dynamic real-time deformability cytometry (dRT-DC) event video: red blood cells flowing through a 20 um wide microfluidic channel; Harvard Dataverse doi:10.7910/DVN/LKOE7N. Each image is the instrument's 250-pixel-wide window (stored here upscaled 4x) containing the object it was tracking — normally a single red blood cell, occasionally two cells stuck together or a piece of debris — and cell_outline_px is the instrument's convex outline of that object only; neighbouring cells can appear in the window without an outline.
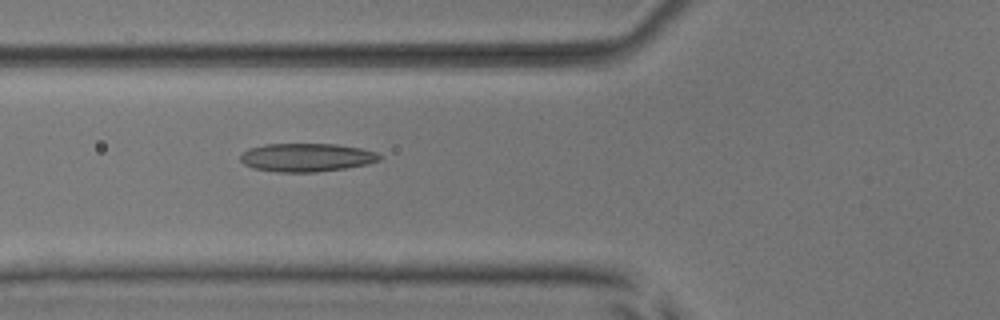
{"species": "common noctule bat (a hibernating species)", "species_latin": "Nyctalus noctula", "temperature_condition": "room temperature", "stored_images_in_passage": 53, "camera_frame_rate_fps": 3000, "um_per_image_px": 0.085, "animal": {"sex": "male", "body_mass_g": 17.9, "forearm_length_mm": 54.2}, "frame": {"image": 1, "passage_image": 20, "time_ms": 6.333, "image_size_px": [1000, 320], "cell_outline_px": [[380, 160], [368, 164], [344, 168], [316, 172], [276, 172], [252, 168], [244, 164], [240, 160], [240, 156], [248, 148], [264, 144], [336, 144], [360, 148], [376, 152], [380, 156]], "centroid_in_image_um": [26.03, 13.38], "position_along_channel_um": 99.8, "area_um2": 23.0}}
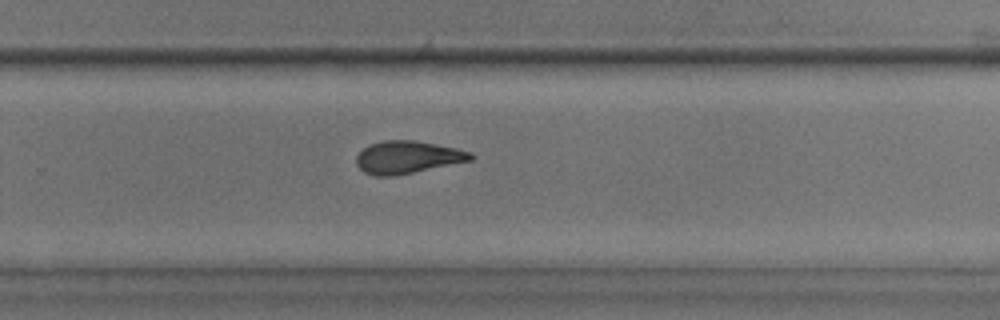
{"frame": {"image": 2, "passage_image": 35, "time_ms": 11.333, "image_size_px": [1000, 320], "cell_outline_px": [[476, 156], [472, 160], [392, 176], [376, 176], [364, 172], [356, 164], [356, 156], [368, 144], [384, 140], [412, 140], [456, 148], [472, 152]], "centroid_in_image_um": [34.63, 13.36], "position_along_channel_um": 295.2, "area_um2": 21.5}}
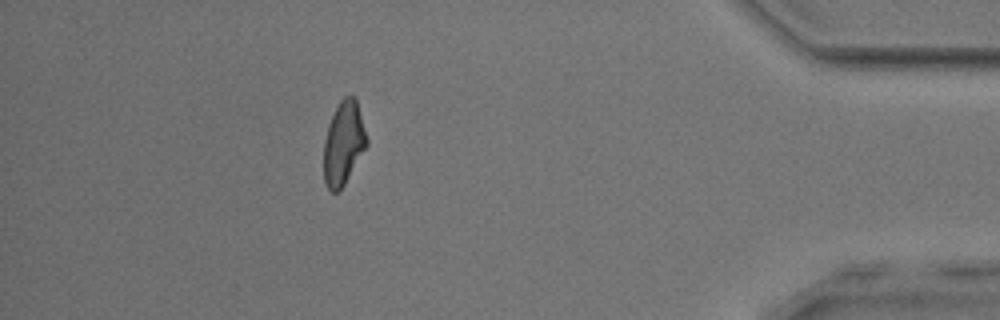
{"frame": {"image": 3, "passage_image": 47, "time_ms": 15.333, "image_size_px": [1000, 320], "cell_outline_px": [[368, 144], [344, 184], [336, 192], [332, 192], [328, 188], [324, 180], [324, 140], [328, 124], [340, 100], [344, 96], [356, 96], [368, 140]], "centroid_in_image_um": [29.2, 12.13], "position_along_channel_um": 406.0, "area_um2": 20.75}, "authors_computed_cell_mechanics": {"area_um2": 21.8484, "velocity_mm_per_s": 3.9198, "shape_relaxation_time_tau1_ms": null, "shape_relaxation_time_tau2_ms": 2.8278, "deformation_change_tau1": null, "deformation_change_tau2": 0.1019}}